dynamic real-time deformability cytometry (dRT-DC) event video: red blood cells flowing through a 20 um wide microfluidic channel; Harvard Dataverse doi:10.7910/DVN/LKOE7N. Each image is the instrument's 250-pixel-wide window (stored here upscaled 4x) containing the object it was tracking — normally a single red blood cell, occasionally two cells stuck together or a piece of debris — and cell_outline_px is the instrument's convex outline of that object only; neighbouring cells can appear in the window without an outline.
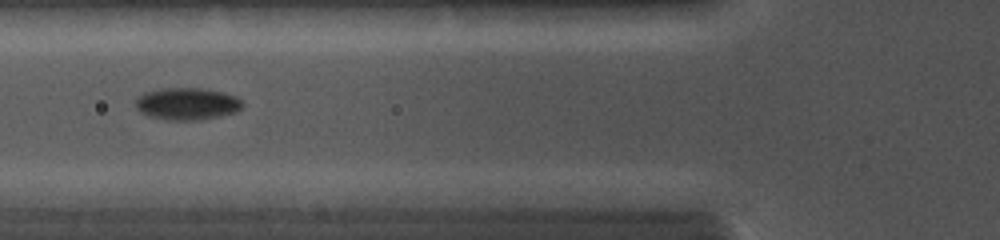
{"species": "common noctule bat (a hibernating species)", "species_latin": "Nyctalus noctula", "temperature_condition": "cold", "stored_images_in_passage": 12, "camera_frame_rate_fps": 5000, "um_per_image_px": 0.085, "animal": {"sex": "female", "body_mass_g": 19.0, "forearm_length_mm": 56.7}, "frame": {"image": 1, "passage_image": 4, "time_ms": 1.2, "image_size_px": [1000, 240], "cell_outline_px": [[244, 104], [236, 112], [220, 116], [196, 120], [168, 120], [148, 116], [140, 112], [136, 108], [136, 96], [144, 92], [160, 88], [200, 88], [220, 92], [236, 96]], "centroid_in_image_um": [15.85, 8.82], "position_along_channel_um": 109.9, "area_um2": 20.06}}
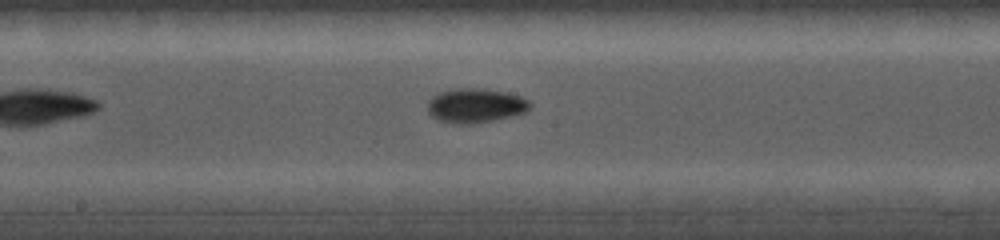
{"frame": {"image": 2, "passage_image": 9, "time_ms": 3.4, "image_size_px": [1000, 240], "cell_outline_px": [[532, 104], [524, 112], [492, 120], [472, 124], [452, 124], [440, 120], [432, 116], [428, 112], [428, 100], [432, 96], [440, 92], [456, 88], [484, 88], [504, 92], [520, 96], [528, 100]], "centroid_in_image_um": [40.37, 8.96], "position_along_channel_um": 207.8, "area_um2": 20.35}}